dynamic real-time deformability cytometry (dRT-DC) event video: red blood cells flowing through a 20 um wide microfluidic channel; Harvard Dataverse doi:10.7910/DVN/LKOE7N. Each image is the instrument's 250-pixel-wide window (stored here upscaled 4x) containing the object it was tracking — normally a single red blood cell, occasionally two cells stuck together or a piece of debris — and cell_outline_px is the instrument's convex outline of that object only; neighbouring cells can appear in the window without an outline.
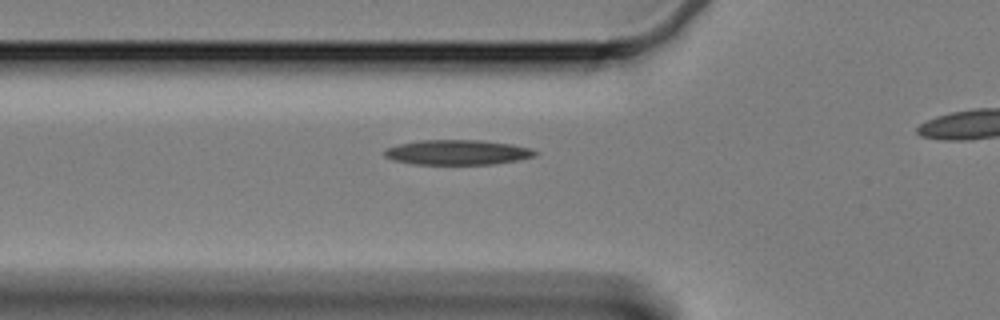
{"species": "Egyptian fruit bat (a non-hibernating species)", "species_latin": "Rousettus aegyptiacus", "temperature_condition": "cold", "stored_images_in_passage": 31, "camera_frame_rate_fps": 3000, "um_per_image_px": 0.085, "animal": {"sex": "female"}, "frame": {"image": 1, "passage_image": 2, "time_ms": 0.333, "image_size_px": [1000, 320], "cell_outline_px": [[536, 152], [532, 156], [516, 160], [492, 164], [416, 164], [396, 160], [384, 156], [384, 152], [388, 148], [400, 144], [420, 140], [480, 140], [512, 144], [528, 148]], "centroid_in_image_um": [38.86, 12.94], "position_along_channel_um": 86.9, "area_um2": 21.39}}
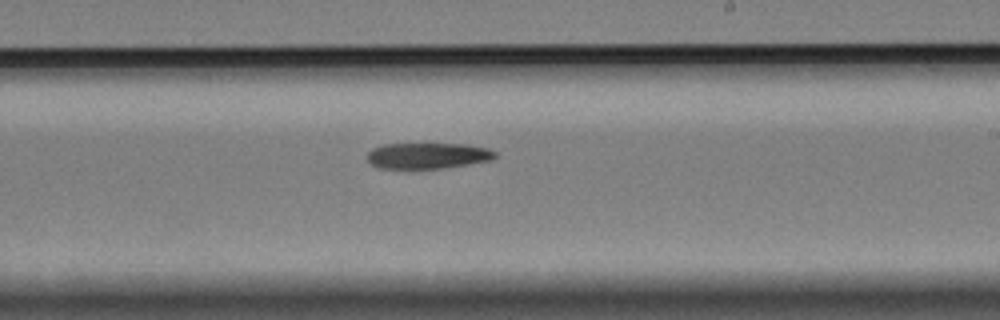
{"frame": {"image": 2, "passage_image": 17, "time_ms": 5.333, "image_size_px": [1000, 320], "cell_outline_px": [[496, 156], [492, 160], [444, 168], [380, 168], [372, 164], [368, 160], [368, 152], [372, 148], [384, 144], [468, 144], [488, 148], [496, 152]], "centroid_in_image_um": [36.38, 13.22], "position_along_channel_um": 252.6, "area_um2": 19.25}}
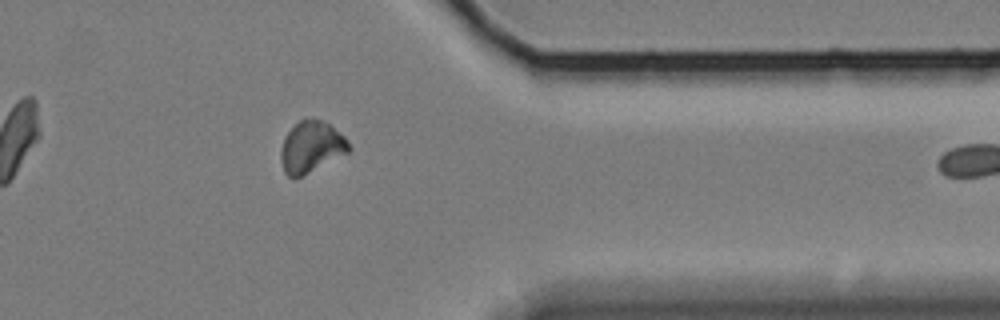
{"frame": {"image": 3, "passage_image": 30, "time_ms": 9.667, "image_size_px": [1000, 320], "cell_outline_px": [[352, 148], [348, 152], [300, 176], [288, 176], [284, 172], [280, 160], [280, 152], [284, 136], [300, 120], [312, 116], [324, 120], [332, 124], [348, 140]], "centroid_in_image_um": [26.47, 12.42], "position_along_channel_um": 384.9, "area_um2": 20.4}}